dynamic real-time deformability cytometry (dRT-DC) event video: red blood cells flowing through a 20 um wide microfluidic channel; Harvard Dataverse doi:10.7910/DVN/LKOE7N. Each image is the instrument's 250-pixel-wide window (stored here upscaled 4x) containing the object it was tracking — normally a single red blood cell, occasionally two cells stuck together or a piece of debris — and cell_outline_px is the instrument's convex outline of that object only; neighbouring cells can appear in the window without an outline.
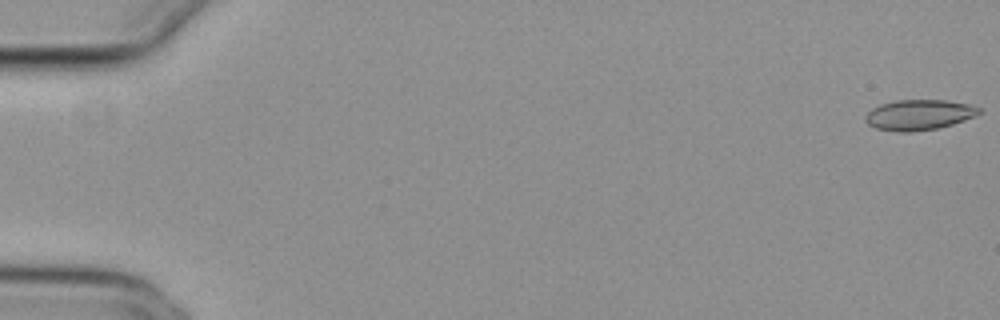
{"species": "common noctule bat (a hibernating species)", "species_latin": "Nyctalus noctula", "temperature_condition": "cold", "stored_images_in_passage": 19, "camera_frame_rate_fps": 3000, "um_per_image_px": 0.085, "animal": {"sex": "female", "body_mass_g": 29.2, "forearm_length_mm": 56.3}, "frame": {"image": 1, "passage_image": 1, "time_ms": 0.0, "image_size_px": [1000, 320], "cell_outline_px": [[980, 112], [964, 120], [952, 124], [936, 128], [912, 132], [896, 132], [876, 128], [868, 124], [864, 120], [864, 116], [872, 108], [880, 104], [896, 100], [944, 100], [968, 104], [980, 108]], "centroid_in_image_um": [78.05, 9.76], "position_along_channel_um": 7.0, "area_um2": 20.0}}
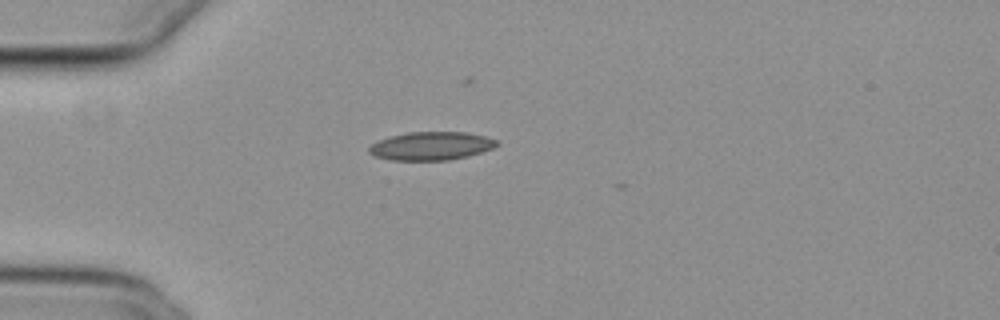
{"frame": {"image": 2, "passage_image": 16, "time_ms": 5.0, "image_size_px": [1000, 320], "cell_outline_px": [[500, 144], [492, 148], [468, 156], [448, 160], [388, 160], [372, 156], [368, 152], [368, 148], [376, 140], [388, 136], [408, 132], [468, 132], [500, 140]], "centroid_in_image_um": [36.61, 12.4], "position_along_channel_um": 48.4, "area_um2": 21.39}}